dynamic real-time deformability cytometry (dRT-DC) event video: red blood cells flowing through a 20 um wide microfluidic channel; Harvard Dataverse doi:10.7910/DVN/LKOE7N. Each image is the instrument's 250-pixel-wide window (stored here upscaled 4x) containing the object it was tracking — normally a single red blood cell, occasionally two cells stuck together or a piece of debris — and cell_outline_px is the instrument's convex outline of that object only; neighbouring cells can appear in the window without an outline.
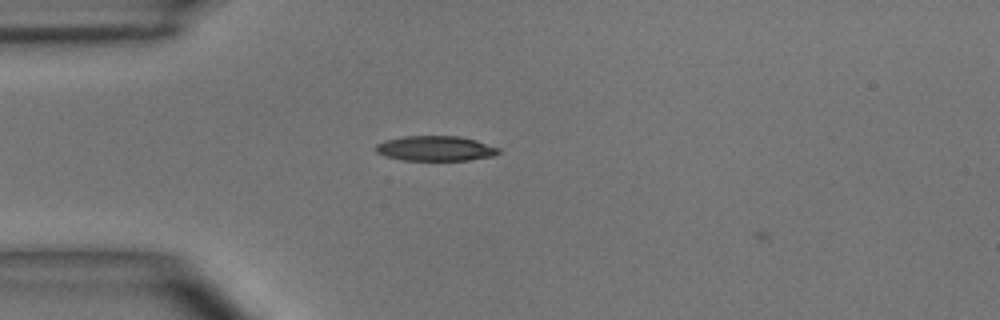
{"species": "common noctule bat (a hibernating species)", "species_latin": "Nyctalus noctula", "temperature_condition": "room temperature", "stored_images_in_passage": 42, "camera_frame_rate_fps": 3000, "um_per_image_px": 0.085, "animal": {"sex": "male", "body_mass_g": 15.6}, "frame": {"image": 1, "passage_image": 7, "time_ms": 2.0, "image_size_px": [1000, 320], "cell_outline_px": [[500, 152], [492, 156], [468, 160], [404, 160], [384, 156], [376, 152], [376, 144], [384, 140], [404, 136], [460, 136], [476, 140], [500, 148]], "centroid_in_image_um": [37.0, 12.61], "position_along_channel_um": 48.0, "area_um2": 17.92}}
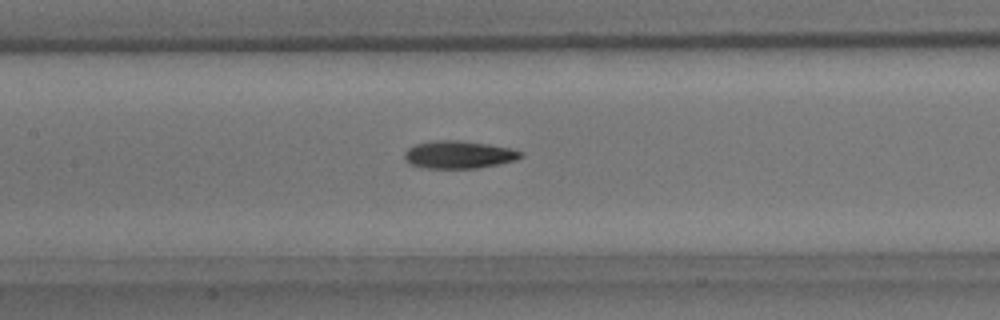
{"frame": {"image": 2, "passage_image": 17, "time_ms": 5.333, "image_size_px": [1000, 320], "cell_outline_px": [[524, 156], [516, 160], [500, 164], [476, 168], [424, 168], [408, 164], [404, 160], [404, 152], [408, 148], [416, 144], [432, 140], [460, 140], [488, 144], [508, 148], [524, 152]], "centroid_in_image_um": [38.97, 13.14], "position_along_channel_um": 168.4, "area_um2": 18.96}}
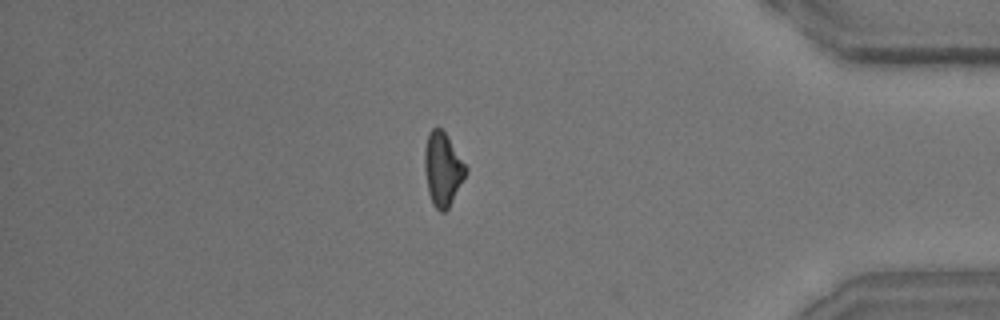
{"frame": {"image": 3, "passage_image": 37, "time_ms": 12.0, "image_size_px": [1000, 320], "cell_outline_px": [[468, 172], [448, 208], [444, 212], [440, 212], [432, 204], [428, 192], [424, 168], [424, 148], [428, 132], [436, 124], [448, 136], [468, 168]], "centroid_in_image_um": [37.62, 14.34], "position_along_channel_um": 397.6, "area_um2": 17.92}, "authors_computed_cell_mechanics": {"area_um2": 18.0047, "velocity_mm_per_s": 3.9535, "shape_relaxation_time_tau1_ms": 7.0004, "shape_relaxation_time_tau2_ms": 7.6963, "deformation_change_tau1": 0.1999, "deformation_change_tau2": 0.1942}}